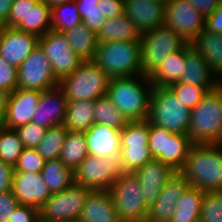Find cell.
<instances>
[{
    "mask_svg": "<svg viewBox=\"0 0 222 222\" xmlns=\"http://www.w3.org/2000/svg\"><path fill=\"white\" fill-rule=\"evenodd\" d=\"M59 85L42 48L37 47L17 68V88L44 91Z\"/></svg>",
    "mask_w": 222,
    "mask_h": 222,
    "instance_id": "12",
    "label": "cell"
},
{
    "mask_svg": "<svg viewBox=\"0 0 222 222\" xmlns=\"http://www.w3.org/2000/svg\"><path fill=\"white\" fill-rule=\"evenodd\" d=\"M97 6L107 19L124 12V0H98Z\"/></svg>",
    "mask_w": 222,
    "mask_h": 222,
    "instance_id": "49",
    "label": "cell"
},
{
    "mask_svg": "<svg viewBox=\"0 0 222 222\" xmlns=\"http://www.w3.org/2000/svg\"><path fill=\"white\" fill-rule=\"evenodd\" d=\"M40 96L41 91L23 90L21 88L9 93L2 126L17 129L32 122Z\"/></svg>",
    "mask_w": 222,
    "mask_h": 222,
    "instance_id": "16",
    "label": "cell"
},
{
    "mask_svg": "<svg viewBox=\"0 0 222 222\" xmlns=\"http://www.w3.org/2000/svg\"><path fill=\"white\" fill-rule=\"evenodd\" d=\"M78 220L80 222H122L115 209L110 190L91 191Z\"/></svg>",
    "mask_w": 222,
    "mask_h": 222,
    "instance_id": "23",
    "label": "cell"
},
{
    "mask_svg": "<svg viewBox=\"0 0 222 222\" xmlns=\"http://www.w3.org/2000/svg\"><path fill=\"white\" fill-rule=\"evenodd\" d=\"M175 172L167 164L156 159L147 162L143 167L133 172L140 182L141 191L148 208L156 202L161 190Z\"/></svg>",
    "mask_w": 222,
    "mask_h": 222,
    "instance_id": "20",
    "label": "cell"
},
{
    "mask_svg": "<svg viewBox=\"0 0 222 222\" xmlns=\"http://www.w3.org/2000/svg\"><path fill=\"white\" fill-rule=\"evenodd\" d=\"M88 154L85 134L68 131L59 157L64 165L75 171Z\"/></svg>",
    "mask_w": 222,
    "mask_h": 222,
    "instance_id": "33",
    "label": "cell"
},
{
    "mask_svg": "<svg viewBox=\"0 0 222 222\" xmlns=\"http://www.w3.org/2000/svg\"><path fill=\"white\" fill-rule=\"evenodd\" d=\"M80 23L82 19L75 0L51 9V30L64 32Z\"/></svg>",
    "mask_w": 222,
    "mask_h": 222,
    "instance_id": "36",
    "label": "cell"
},
{
    "mask_svg": "<svg viewBox=\"0 0 222 222\" xmlns=\"http://www.w3.org/2000/svg\"><path fill=\"white\" fill-rule=\"evenodd\" d=\"M38 45L48 58L53 73L59 81L71 74L83 62L72 50L63 32L48 31L39 37Z\"/></svg>",
    "mask_w": 222,
    "mask_h": 222,
    "instance_id": "14",
    "label": "cell"
},
{
    "mask_svg": "<svg viewBox=\"0 0 222 222\" xmlns=\"http://www.w3.org/2000/svg\"><path fill=\"white\" fill-rule=\"evenodd\" d=\"M67 103L68 100L59 85L42 91L32 122L46 128L63 125Z\"/></svg>",
    "mask_w": 222,
    "mask_h": 222,
    "instance_id": "19",
    "label": "cell"
},
{
    "mask_svg": "<svg viewBox=\"0 0 222 222\" xmlns=\"http://www.w3.org/2000/svg\"><path fill=\"white\" fill-rule=\"evenodd\" d=\"M187 1L191 2L204 17H207L211 13H213L221 3V0H187Z\"/></svg>",
    "mask_w": 222,
    "mask_h": 222,
    "instance_id": "52",
    "label": "cell"
},
{
    "mask_svg": "<svg viewBox=\"0 0 222 222\" xmlns=\"http://www.w3.org/2000/svg\"><path fill=\"white\" fill-rule=\"evenodd\" d=\"M142 74L150 76L169 55L182 50L188 42L164 24L141 35Z\"/></svg>",
    "mask_w": 222,
    "mask_h": 222,
    "instance_id": "7",
    "label": "cell"
},
{
    "mask_svg": "<svg viewBox=\"0 0 222 222\" xmlns=\"http://www.w3.org/2000/svg\"><path fill=\"white\" fill-rule=\"evenodd\" d=\"M206 17L187 0H170L165 4L164 25L189 44L205 29Z\"/></svg>",
    "mask_w": 222,
    "mask_h": 222,
    "instance_id": "13",
    "label": "cell"
},
{
    "mask_svg": "<svg viewBox=\"0 0 222 222\" xmlns=\"http://www.w3.org/2000/svg\"><path fill=\"white\" fill-rule=\"evenodd\" d=\"M39 37L16 29L0 26V56L18 68L37 47Z\"/></svg>",
    "mask_w": 222,
    "mask_h": 222,
    "instance_id": "15",
    "label": "cell"
},
{
    "mask_svg": "<svg viewBox=\"0 0 222 222\" xmlns=\"http://www.w3.org/2000/svg\"><path fill=\"white\" fill-rule=\"evenodd\" d=\"M124 13L142 35L164 24L165 4L155 0H124Z\"/></svg>",
    "mask_w": 222,
    "mask_h": 222,
    "instance_id": "21",
    "label": "cell"
},
{
    "mask_svg": "<svg viewBox=\"0 0 222 222\" xmlns=\"http://www.w3.org/2000/svg\"><path fill=\"white\" fill-rule=\"evenodd\" d=\"M184 106L193 109L198 105L203 97L209 92L205 87L176 82L169 86Z\"/></svg>",
    "mask_w": 222,
    "mask_h": 222,
    "instance_id": "41",
    "label": "cell"
},
{
    "mask_svg": "<svg viewBox=\"0 0 222 222\" xmlns=\"http://www.w3.org/2000/svg\"><path fill=\"white\" fill-rule=\"evenodd\" d=\"M95 100L68 101L64 127L68 131L85 133L94 125Z\"/></svg>",
    "mask_w": 222,
    "mask_h": 222,
    "instance_id": "28",
    "label": "cell"
},
{
    "mask_svg": "<svg viewBox=\"0 0 222 222\" xmlns=\"http://www.w3.org/2000/svg\"><path fill=\"white\" fill-rule=\"evenodd\" d=\"M200 222H222V191H204Z\"/></svg>",
    "mask_w": 222,
    "mask_h": 222,
    "instance_id": "40",
    "label": "cell"
},
{
    "mask_svg": "<svg viewBox=\"0 0 222 222\" xmlns=\"http://www.w3.org/2000/svg\"><path fill=\"white\" fill-rule=\"evenodd\" d=\"M48 128L29 122L15 129L22 141L24 148H37Z\"/></svg>",
    "mask_w": 222,
    "mask_h": 222,
    "instance_id": "44",
    "label": "cell"
},
{
    "mask_svg": "<svg viewBox=\"0 0 222 222\" xmlns=\"http://www.w3.org/2000/svg\"><path fill=\"white\" fill-rule=\"evenodd\" d=\"M46 160L37 152L36 148H24L14 165V172L41 173Z\"/></svg>",
    "mask_w": 222,
    "mask_h": 222,
    "instance_id": "43",
    "label": "cell"
},
{
    "mask_svg": "<svg viewBox=\"0 0 222 222\" xmlns=\"http://www.w3.org/2000/svg\"><path fill=\"white\" fill-rule=\"evenodd\" d=\"M40 174L52 194L60 193L74 183V171L60 159L47 160Z\"/></svg>",
    "mask_w": 222,
    "mask_h": 222,
    "instance_id": "31",
    "label": "cell"
},
{
    "mask_svg": "<svg viewBox=\"0 0 222 222\" xmlns=\"http://www.w3.org/2000/svg\"><path fill=\"white\" fill-rule=\"evenodd\" d=\"M155 1H159V2H161V3L166 4V3H168L170 0H155Z\"/></svg>",
    "mask_w": 222,
    "mask_h": 222,
    "instance_id": "56",
    "label": "cell"
},
{
    "mask_svg": "<svg viewBox=\"0 0 222 222\" xmlns=\"http://www.w3.org/2000/svg\"><path fill=\"white\" fill-rule=\"evenodd\" d=\"M204 191L189 186L177 201L171 222H199Z\"/></svg>",
    "mask_w": 222,
    "mask_h": 222,
    "instance_id": "30",
    "label": "cell"
},
{
    "mask_svg": "<svg viewBox=\"0 0 222 222\" xmlns=\"http://www.w3.org/2000/svg\"><path fill=\"white\" fill-rule=\"evenodd\" d=\"M8 222H39V210L26 205H18Z\"/></svg>",
    "mask_w": 222,
    "mask_h": 222,
    "instance_id": "48",
    "label": "cell"
},
{
    "mask_svg": "<svg viewBox=\"0 0 222 222\" xmlns=\"http://www.w3.org/2000/svg\"><path fill=\"white\" fill-rule=\"evenodd\" d=\"M14 168L0 160V193L12 191Z\"/></svg>",
    "mask_w": 222,
    "mask_h": 222,
    "instance_id": "50",
    "label": "cell"
},
{
    "mask_svg": "<svg viewBox=\"0 0 222 222\" xmlns=\"http://www.w3.org/2000/svg\"><path fill=\"white\" fill-rule=\"evenodd\" d=\"M124 173L120 156L98 157L88 154L74 171V183L94 190H110Z\"/></svg>",
    "mask_w": 222,
    "mask_h": 222,
    "instance_id": "9",
    "label": "cell"
},
{
    "mask_svg": "<svg viewBox=\"0 0 222 222\" xmlns=\"http://www.w3.org/2000/svg\"><path fill=\"white\" fill-rule=\"evenodd\" d=\"M149 142V120L128 121L121 130V166L124 173H133L153 160Z\"/></svg>",
    "mask_w": 222,
    "mask_h": 222,
    "instance_id": "10",
    "label": "cell"
},
{
    "mask_svg": "<svg viewBox=\"0 0 222 222\" xmlns=\"http://www.w3.org/2000/svg\"><path fill=\"white\" fill-rule=\"evenodd\" d=\"M69 45L82 61H93L98 48L97 33L80 23L63 32Z\"/></svg>",
    "mask_w": 222,
    "mask_h": 222,
    "instance_id": "27",
    "label": "cell"
},
{
    "mask_svg": "<svg viewBox=\"0 0 222 222\" xmlns=\"http://www.w3.org/2000/svg\"><path fill=\"white\" fill-rule=\"evenodd\" d=\"M173 133L168 130L152 124L149 121V142L148 148L150 149L153 159L161 161L166 164V145L167 138H170Z\"/></svg>",
    "mask_w": 222,
    "mask_h": 222,
    "instance_id": "42",
    "label": "cell"
},
{
    "mask_svg": "<svg viewBox=\"0 0 222 222\" xmlns=\"http://www.w3.org/2000/svg\"><path fill=\"white\" fill-rule=\"evenodd\" d=\"M93 116L94 123L108 125L117 130H122L128 123L108 96L95 100Z\"/></svg>",
    "mask_w": 222,
    "mask_h": 222,
    "instance_id": "35",
    "label": "cell"
},
{
    "mask_svg": "<svg viewBox=\"0 0 222 222\" xmlns=\"http://www.w3.org/2000/svg\"><path fill=\"white\" fill-rule=\"evenodd\" d=\"M84 134L89 154L98 157L120 156L121 130L94 123Z\"/></svg>",
    "mask_w": 222,
    "mask_h": 222,
    "instance_id": "22",
    "label": "cell"
},
{
    "mask_svg": "<svg viewBox=\"0 0 222 222\" xmlns=\"http://www.w3.org/2000/svg\"><path fill=\"white\" fill-rule=\"evenodd\" d=\"M0 88L12 93L17 89V68L0 56Z\"/></svg>",
    "mask_w": 222,
    "mask_h": 222,
    "instance_id": "46",
    "label": "cell"
},
{
    "mask_svg": "<svg viewBox=\"0 0 222 222\" xmlns=\"http://www.w3.org/2000/svg\"><path fill=\"white\" fill-rule=\"evenodd\" d=\"M110 78L94 61H83L59 81L68 101L97 100L107 94Z\"/></svg>",
    "mask_w": 222,
    "mask_h": 222,
    "instance_id": "6",
    "label": "cell"
},
{
    "mask_svg": "<svg viewBox=\"0 0 222 222\" xmlns=\"http://www.w3.org/2000/svg\"><path fill=\"white\" fill-rule=\"evenodd\" d=\"M98 43L111 41H140L141 34L132 20L123 12L106 19L97 33Z\"/></svg>",
    "mask_w": 222,
    "mask_h": 222,
    "instance_id": "26",
    "label": "cell"
},
{
    "mask_svg": "<svg viewBox=\"0 0 222 222\" xmlns=\"http://www.w3.org/2000/svg\"><path fill=\"white\" fill-rule=\"evenodd\" d=\"M208 64L211 73L222 81V34L208 32L203 29L190 43Z\"/></svg>",
    "mask_w": 222,
    "mask_h": 222,
    "instance_id": "25",
    "label": "cell"
},
{
    "mask_svg": "<svg viewBox=\"0 0 222 222\" xmlns=\"http://www.w3.org/2000/svg\"><path fill=\"white\" fill-rule=\"evenodd\" d=\"M39 0H14L8 20L4 26L16 27L24 18L30 8H33Z\"/></svg>",
    "mask_w": 222,
    "mask_h": 222,
    "instance_id": "45",
    "label": "cell"
},
{
    "mask_svg": "<svg viewBox=\"0 0 222 222\" xmlns=\"http://www.w3.org/2000/svg\"><path fill=\"white\" fill-rule=\"evenodd\" d=\"M186 46L172 53L149 77L153 87H169L179 82L185 68Z\"/></svg>",
    "mask_w": 222,
    "mask_h": 222,
    "instance_id": "29",
    "label": "cell"
},
{
    "mask_svg": "<svg viewBox=\"0 0 222 222\" xmlns=\"http://www.w3.org/2000/svg\"><path fill=\"white\" fill-rule=\"evenodd\" d=\"M179 82L205 87L208 91L220 84L209 70L203 56L189 43L186 45L185 68Z\"/></svg>",
    "mask_w": 222,
    "mask_h": 222,
    "instance_id": "24",
    "label": "cell"
},
{
    "mask_svg": "<svg viewBox=\"0 0 222 222\" xmlns=\"http://www.w3.org/2000/svg\"><path fill=\"white\" fill-rule=\"evenodd\" d=\"M18 205L12 191L0 193V222L11 221L12 213Z\"/></svg>",
    "mask_w": 222,
    "mask_h": 222,
    "instance_id": "47",
    "label": "cell"
},
{
    "mask_svg": "<svg viewBox=\"0 0 222 222\" xmlns=\"http://www.w3.org/2000/svg\"><path fill=\"white\" fill-rule=\"evenodd\" d=\"M24 145L15 129L0 128V160L14 167Z\"/></svg>",
    "mask_w": 222,
    "mask_h": 222,
    "instance_id": "38",
    "label": "cell"
},
{
    "mask_svg": "<svg viewBox=\"0 0 222 222\" xmlns=\"http://www.w3.org/2000/svg\"><path fill=\"white\" fill-rule=\"evenodd\" d=\"M9 93L0 88V120H3L7 106Z\"/></svg>",
    "mask_w": 222,
    "mask_h": 222,
    "instance_id": "54",
    "label": "cell"
},
{
    "mask_svg": "<svg viewBox=\"0 0 222 222\" xmlns=\"http://www.w3.org/2000/svg\"><path fill=\"white\" fill-rule=\"evenodd\" d=\"M13 2L14 0H0V26L6 24Z\"/></svg>",
    "mask_w": 222,
    "mask_h": 222,
    "instance_id": "53",
    "label": "cell"
},
{
    "mask_svg": "<svg viewBox=\"0 0 222 222\" xmlns=\"http://www.w3.org/2000/svg\"><path fill=\"white\" fill-rule=\"evenodd\" d=\"M205 30L222 34V1L217 9L206 17Z\"/></svg>",
    "mask_w": 222,
    "mask_h": 222,
    "instance_id": "51",
    "label": "cell"
},
{
    "mask_svg": "<svg viewBox=\"0 0 222 222\" xmlns=\"http://www.w3.org/2000/svg\"><path fill=\"white\" fill-rule=\"evenodd\" d=\"M67 132L68 130L64 125L48 128L42 141L36 148L37 152L46 161L59 159Z\"/></svg>",
    "mask_w": 222,
    "mask_h": 222,
    "instance_id": "37",
    "label": "cell"
},
{
    "mask_svg": "<svg viewBox=\"0 0 222 222\" xmlns=\"http://www.w3.org/2000/svg\"><path fill=\"white\" fill-rule=\"evenodd\" d=\"M188 136L193 144H222V85L191 110Z\"/></svg>",
    "mask_w": 222,
    "mask_h": 222,
    "instance_id": "3",
    "label": "cell"
},
{
    "mask_svg": "<svg viewBox=\"0 0 222 222\" xmlns=\"http://www.w3.org/2000/svg\"><path fill=\"white\" fill-rule=\"evenodd\" d=\"M152 90L150 77L141 74L110 79L106 96L127 121H140L149 117Z\"/></svg>",
    "mask_w": 222,
    "mask_h": 222,
    "instance_id": "1",
    "label": "cell"
},
{
    "mask_svg": "<svg viewBox=\"0 0 222 222\" xmlns=\"http://www.w3.org/2000/svg\"><path fill=\"white\" fill-rule=\"evenodd\" d=\"M92 190L73 183L51 197L39 209V222H62L79 218L83 205Z\"/></svg>",
    "mask_w": 222,
    "mask_h": 222,
    "instance_id": "11",
    "label": "cell"
},
{
    "mask_svg": "<svg viewBox=\"0 0 222 222\" xmlns=\"http://www.w3.org/2000/svg\"><path fill=\"white\" fill-rule=\"evenodd\" d=\"M82 23L95 33H98L106 21V16L97 6L98 0H75Z\"/></svg>",
    "mask_w": 222,
    "mask_h": 222,
    "instance_id": "39",
    "label": "cell"
},
{
    "mask_svg": "<svg viewBox=\"0 0 222 222\" xmlns=\"http://www.w3.org/2000/svg\"><path fill=\"white\" fill-rule=\"evenodd\" d=\"M44 1L51 9L55 6L67 3V2H71L74 0H42Z\"/></svg>",
    "mask_w": 222,
    "mask_h": 222,
    "instance_id": "55",
    "label": "cell"
},
{
    "mask_svg": "<svg viewBox=\"0 0 222 222\" xmlns=\"http://www.w3.org/2000/svg\"><path fill=\"white\" fill-rule=\"evenodd\" d=\"M190 186L180 172H175L149 208L146 222H171L177 201Z\"/></svg>",
    "mask_w": 222,
    "mask_h": 222,
    "instance_id": "18",
    "label": "cell"
},
{
    "mask_svg": "<svg viewBox=\"0 0 222 222\" xmlns=\"http://www.w3.org/2000/svg\"><path fill=\"white\" fill-rule=\"evenodd\" d=\"M62 222H80V221L78 219H76V220L62 221Z\"/></svg>",
    "mask_w": 222,
    "mask_h": 222,
    "instance_id": "57",
    "label": "cell"
},
{
    "mask_svg": "<svg viewBox=\"0 0 222 222\" xmlns=\"http://www.w3.org/2000/svg\"><path fill=\"white\" fill-rule=\"evenodd\" d=\"M191 109L169 87H153L148 120L172 133L188 134Z\"/></svg>",
    "mask_w": 222,
    "mask_h": 222,
    "instance_id": "5",
    "label": "cell"
},
{
    "mask_svg": "<svg viewBox=\"0 0 222 222\" xmlns=\"http://www.w3.org/2000/svg\"><path fill=\"white\" fill-rule=\"evenodd\" d=\"M192 144L188 134L173 133L170 138H167L166 164L174 171L180 172Z\"/></svg>",
    "mask_w": 222,
    "mask_h": 222,
    "instance_id": "34",
    "label": "cell"
},
{
    "mask_svg": "<svg viewBox=\"0 0 222 222\" xmlns=\"http://www.w3.org/2000/svg\"><path fill=\"white\" fill-rule=\"evenodd\" d=\"M93 61L110 79L141 75V43L135 40L98 43Z\"/></svg>",
    "mask_w": 222,
    "mask_h": 222,
    "instance_id": "4",
    "label": "cell"
},
{
    "mask_svg": "<svg viewBox=\"0 0 222 222\" xmlns=\"http://www.w3.org/2000/svg\"><path fill=\"white\" fill-rule=\"evenodd\" d=\"M115 209L122 222H146L145 204L139 180L133 173H123L111 186Z\"/></svg>",
    "mask_w": 222,
    "mask_h": 222,
    "instance_id": "8",
    "label": "cell"
},
{
    "mask_svg": "<svg viewBox=\"0 0 222 222\" xmlns=\"http://www.w3.org/2000/svg\"><path fill=\"white\" fill-rule=\"evenodd\" d=\"M180 173L190 186L222 191V144H192Z\"/></svg>",
    "mask_w": 222,
    "mask_h": 222,
    "instance_id": "2",
    "label": "cell"
},
{
    "mask_svg": "<svg viewBox=\"0 0 222 222\" xmlns=\"http://www.w3.org/2000/svg\"><path fill=\"white\" fill-rule=\"evenodd\" d=\"M12 193L19 205L38 210L52 195L41 174L33 172H14Z\"/></svg>",
    "mask_w": 222,
    "mask_h": 222,
    "instance_id": "17",
    "label": "cell"
},
{
    "mask_svg": "<svg viewBox=\"0 0 222 222\" xmlns=\"http://www.w3.org/2000/svg\"><path fill=\"white\" fill-rule=\"evenodd\" d=\"M15 28L38 37L45 35L51 30V8L39 0Z\"/></svg>",
    "mask_w": 222,
    "mask_h": 222,
    "instance_id": "32",
    "label": "cell"
}]
</instances>
